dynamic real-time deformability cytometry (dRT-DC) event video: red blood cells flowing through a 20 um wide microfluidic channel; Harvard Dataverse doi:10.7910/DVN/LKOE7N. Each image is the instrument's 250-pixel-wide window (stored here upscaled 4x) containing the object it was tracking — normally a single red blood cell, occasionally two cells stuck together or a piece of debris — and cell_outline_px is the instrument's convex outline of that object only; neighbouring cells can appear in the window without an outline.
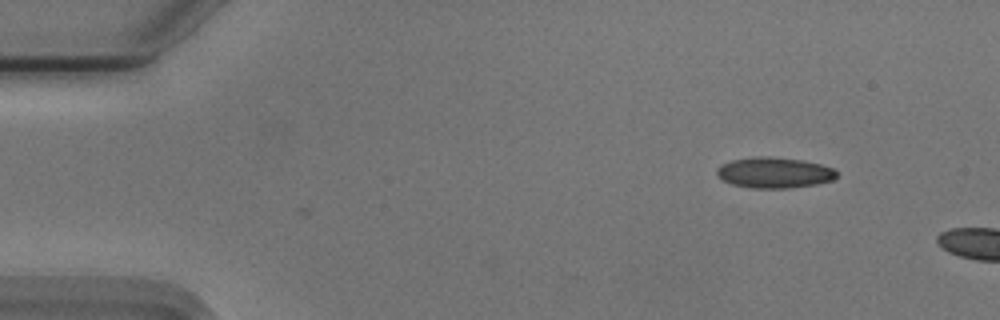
{"species": "Egyptian fruit bat (a non-hibernating species)", "species_latin": "Rousettus aegyptiacus", "temperature_condition": "cold", "stored_images_in_passage": 3, "camera_frame_rate_fps": 3000, "um_per_image_px": 0.085, "animal": {"sex": "male"}, "frame": {"image": 1, "passage_image": 3, "time_ms": 0.667, "image_size_px": [1000, 320], "cell_outline_px": [[836, 176], [832, 180], [816, 184], [788, 188], [752, 188], [732, 184], [724, 180], [716, 172], [716, 168], [732, 160], [752, 156], [772, 156], [804, 160], [820, 164], [832, 168], [836, 172]], "centroid_in_image_um": [65.81, 14.66], "position_along_channel_um": 19.2, "area_um2": 21.39}}